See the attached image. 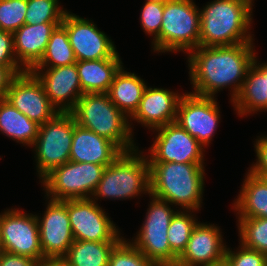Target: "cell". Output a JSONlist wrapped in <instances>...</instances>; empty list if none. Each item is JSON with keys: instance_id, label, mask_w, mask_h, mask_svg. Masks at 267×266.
Masks as SVG:
<instances>
[{"instance_id": "4fadbf2b", "label": "cell", "mask_w": 267, "mask_h": 266, "mask_svg": "<svg viewBox=\"0 0 267 266\" xmlns=\"http://www.w3.org/2000/svg\"><path fill=\"white\" fill-rule=\"evenodd\" d=\"M62 25L77 61L120 58L114 42L92 20L67 11Z\"/></svg>"}, {"instance_id": "6da1fadb", "label": "cell", "mask_w": 267, "mask_h": 266, "mask_svg": "<svg viewBox=\"0 0 267 266\" xmlns=\"http://www.w3.org/2000/svg\"><path fill=\"white\" fill-rule=\"evenodd\" d=\"M253 45L249 42L231 46H199L189 51V79L194 89L190 93L215 97L218 91L229 87L233 102L256 55Z\"/></svg>"}, {"instance_id": "277c9868", "label": "cell", "mask_w": 267, "mask_h": 266, "mask_svg": "<svg viewBox=\"0 0 267 266\" xmlns=\"http://www.w3.org/2000/svg\"><path fill=\"white\" fill-rule=\"evenodd\" d=\"M76 124L114 142L123 152L136 148L132 120L110 100L108 93L83 94L70 112Z\"/></svg>"}, {"instance_id": "74e56055", "label": "cell", "mask_w": 267, "mask_h": 266, "mask_svg": "<svg viewBox=\"0 0 267 266\" xmlns=\"http://www.w3.org/2000/svg\"><path fill=\"white\" fill-rule=\"evenodd\" d=\"M0 266H37V261L27 256L0 250Z\"/></svg>"}, {"instance_id": "d6986e66", "label": "cell", "mask_w": 267, "mask_h": 266, "mask_svg": "<svg viewBox=\"0 0 267 266\" xmlns=\"http://www.w3.org/2000/svg\"><path fill=\"white\" fill-rule=\"evenodd\" d=\"M183 95L170 89L147 86L138 109L129 119L150 130L175 122L178 104Z\"/></svg>"}, {"instance_id": "9a60e30c", "label": "cell", "mask_w": 267, "mask_h": 266, "mask_svg": "<svg viewBox=\"0 0 267 266\" xmlns=\"http://www.w3.org/2000/svg\"><path fill=\"white\" fill-rule=\"evenodd\" d=\"M219 113L215 97H202L187 92L179 101L175 122L202 146H208L220 123Z\"/></svg>"}, {"instance_id": "b9f144b4", "label": "cell", "mask_w": 267, "mask_h": 266, "mask_svg": "<svg viewBox=\"0 0 267 266\" xmlns=\"http://www.w3.org/2000/svg\"><path fill=\"white\" fill-rule=\"evenodd\" d=\"M145 1L156 2V3H166L169 0H145Z\"/></svg>"}, {"instance_id": "e575fe53", "label": "cell", "mask_w": 267, "mask_h": 266, "mask_svg": "<svg viewBox=\"0 0 267 266\" xmlns=\"http://www.w3.org/2000/svg\"><path fill=\"white\" fill-rule=\"evenodd\" d=\"M142 8L141 26L146 34L153 35L154 41L160 34L164 3L146 1Z\"/></svg>"}, {"instance_id": "d4e9b609", "label": "cell", "mask_w": 267, "mask_h": 266, "mask_svg": "<svg viewBox=\"0 0 267 266\" xmlns=\"http://www.w3.org/2000/svg\"><path fill=\"white\" fill-rule=\"evenodd\" d=\"M233 209L238 211L237 217L267 218L266 181L248 171Z\"/></svg>"}, {"instance_id": "e0dca14e", "label": "cell", "mask_w": 267, "mask_h": 266, "mask_svg": "<svg viewBox=\"0 0 267 266\" xmlns=\"http://www.w3.org/2000/svg\"><path fill=\"white\" fill-rule=\"evenodd\" d=\"M30 71L40 80L58 112H71L83 95L76 63L63 67L32 68Z\"/></svg>"}, {"instance_id": "f1b7e54d", "label": "cell", "mask_w": 267, "mask_h": 266, "mask_svg": "<svg viewBox=\"0 0 267 266\" xmlns=\"http://www.w3.org/2000/svg\"><path fill=\"white\" fill-rule=\"evenodd\" d=\"M191 210H180L172 217L167 234L170 249L179 257L185 250L190 235L197 225Z\"/></svg>"}, {"instance_id": "7c38bea8", "label": "cell", "mask_w": 267, "mask_h": 266, "mask_svg": "<svg viewBox=\"0 0 267 266\" xmlns=\"http://www.w3.org/2000/svg\"><path fill=\"white\" fill-rule=\"evenodd\" d=\"M154 131L157 135L149 148V162L204 164L205 147L177 122L168 123Z\"/></svg>"}, {"instance_id": "836d02e7", "label": "cell", "mask_w": 267, "mask_h": 266, "mask_svg": "<svg viewBox=\"0 0 267 266\" xmlns=\"http://www.w3.org/2000/svg\"><path fill=\"white\" fill-rule=\"evenodd\" d=\"M236 252L226 247L225 261L229 266H267V255L255 249L248 248L242 243Z\"/></svg>"}, {"instance_id": "3957f363", "label": "cell", "mask_w": 267, "mask_h": 266, "mask_svg": "<svg viewBox=\"0 0 267 266\" xmlns=\"http://www.w3.org/2000/svg\"><path fill=\"white\" fill-rule=\"evenodd\" d=\"M150 194L183 210L198 211L204 191V164L149 162Z\"/></svg>"}, {"instance_id": "cb8c5ba5", "label": "cell", "mask_w": 267, "mask_h": 266, "mask_svg": "<svg viewBox=\"0 0 267 266\" xmlns=\"http://www.w3.org/2000/svg\"><path fill=\"white\" fill-rule=\"evenodd\" d=\"M123 68L116 73L108 95L111 102L130 118L138 109L147 85L140 76Z\"/></svg>"}, {"instance_id": "ffe728a7", "label": "cell", "mask_w": 267, "mask_h": 266, "mask_svg": "<svg viewBox=\"0 0 267 266\" xmlns=\"http://www.w3.org/2000/svg\"><path fill=\"white\" fill-rule=\"evenodd\" d=\"M122 153L109 139L79 125L74 127L69 161L108 166Z\"/></svg>"}, {"instance_id": "30bf717a", "label": "cell", "mask_w": 267, "mask_h": 266, "mask_svg": "<svg viewBox=\"0 0 267 266\" xmlns=\"http://www.w3.org/2000/svg\"><path fill=\"white\" fill-rule=\"evenodd\" d=\"M0 246L2 251L27 256L37 262L45 258L36 215L18 208L0 214Z\"/></svg>"}, {"instance_id": "9c48e42d", "label": "cell", "mask_w": 267, "mask_h": 266, "mask_svg": "<svg viewBox=\"0 0 267 266\" xmlns=\"http://www.w3.org/2000/svg\"><path fill=\"white\" fill-rule=\"evenodd\" d=\"M106 166L68 161L53 169L42 180L47 200L91 198Z\"/></svg>"}, {"instance_id": "f35d334b", "label": "cell", "mask_w": 267, "mask_h": 266, "mask_svg": "<svg viewBox=\"0 0 267 266\" xmlns=\"http://www.w3.org/2000/svg\"><path fill=\"white\" fill-rule=\"evenodd\" d=\"M14 76L6 66H0V98H5L9 84Z\"/></svg>"}, {"instance_id": "ab89813d", "label": "cell", "mask_w": 267, "mask_h": 266, "mask_svg": "<svg viewBox=\"0 0 267 266\" xmlns=\"http://www.w3.org/2000/svg\"><path fill=\"white\" fill-rule=\"evenodd\" d=\"M37 266H70L64 257L43 258L37 262Z\"/></svg>"}, {"instance_id": "7a4b0ae2", "label": "cell", "mask_w": 267, "mask_h": 266, "mask_svg": "<svg viewBox=\"0 0 267 266\" xmlns=\"http://www.w3.org/2000/svg\"><path fill=\"white\" fill-rule=\"evenodd\" d=\"M249 0H214L200 11L199 46H231L253 42Z\"/></svg>"}, {"instance_id": "ac0fdd59", "label": "cell", "mask_w": 267, "mask_h": 266, "mask_svg": "<svg viewBox=\"0 0 267 266\" xmlns=\"http://www.w3.org/2000/svg\"><path fill=\"white\" fill-rule=\"evenodd\" d=\"M219 228L198 222L175 266H209L224 261L227 246Z\"/></svg>"}, {"instance_id": "5b68a950", "label": "cell", "mask_w": 267, "mask_h": 266, "mask_svg": "<svg viewBox=\"0 0 267 266\" xmlns=\"http://www.w3.org/2000/svg\"><path fill=\"white\" fill-rule=\"evenodd\" d=\"M143 153L138 148L123 152L106 166L91 199L126 200L150 194V166Z\"/></svg>"}, {"instance_id": "ba28073f", "label": "cell", "mask_w": 267, "mask_h": 266, "mask_svg": "<svg viewBox=\"0 0 267 266\" xmlns=\"http://www.w3.org/2000/svg\"><path fill=\"white\" fill-rule=\"evenodd\" d=\"M76 121L70 112H59L40 125L32 145L36 168L42 180L53 169L69 161Z\"/></svg>"}, {"instance_id": "83f0119b", "label": "cell", "mask_w": 267, "mask_h": 266, "mask_svg": "<svg viewBox=\"0 0 267 266\" xmlns=\"http://www.w3.org/2000/svg\"><path fill=\"white\" fill-rule=\"evenodd\" d=\"M76 62L67 30L61 24L52 32L43 57L33 68L63 67Z\"/></svg>"}, {"instance_id": "7402d4cb", "label": "cell", "mask_w": 267, "mask_h": 266, "mask_svg": "<svg viewBox=\"0 0 267 266\" xmlns=\"http://www.w3.org/2000/svg\"><path fill=\"white\" fill-rule=\"evenodd\" d=\"M256 58L255 55L241 91L232 103L240 117L267 111V63L260 64Z\"/></svg>"}, {"instance_id": "60d3db41", "label": "cell", "mask_w": 267, "mask_h": 266, "mask_svg": "<svg viewBox=\"0 0 267 266\" xmlns=\"http://www.w3.org/2000/svg\"><path fill=\"white\" fill-rule=\"evenodd\" d=\"M209 266H229V264L224 260L222 262L213 264V265H209Z\"/></svg>"}, {"instance_id": "44dd1931", "label": "cell", "mask_w": 267, "mask_h": 266, "mask_svg": "<svg viewBox=\"0 0 267 266\" xmlns=\"http://www.w3.org/2000/svg\"><path fill=\"white\" fill-rule=\"evenodd\" d=\"M61 24H24L13 33L16 60L26 71H30L41 60L52 32Z\"/></svg>"}, {"instance_id": "f546056e", "label": "cell", "mask_w": 267, "mask_h": 266, "mask_svg": "<svg viewBox=\"0 0 267 266\" xmlns=\"http://www.w3.org/2000/svg\"><path fill=\"white\" fill-rule=\"evenodd\" d=\"M240 242L267 255V218L238 217Z\"/></svg>"}, {"instance_id": "8d00e7d4", "label": "cell", "mask_w": 267, "mask_h": 266, "mask_svg": "<svg viewBox=\"0 0 267 266\" xmlns=\"http://www.w3.org/2000/svg\"><path fill=\"white\" fill-rule=\"evenodd\" d=\"M256 143L254 145L255 153L257 156L256 163L252 165L250 173L261 177L262 175H267V135H262L261 137L255 139Z\"/></svg>"}, {"instance_id": "7bdbcfd3", "label": "cell", "mask_w": 267, "mask_h": 266, "mask_svg": "<svg viewBox=\"0 0 267 266\" xmlns=\"http://www.w3.org/2000/svg\"><path fill=\"white\" fill-rule=\"evenodd\" d=\"M265 181H266V183H267V175H262L261 176Z\"/></svg>"}, {"instance_id": "4316f807", "label": "cell", "mask_w": 267, "mask_h": 266, "mask_svg": "<svg viewBox=\"0 0 267 266\" xmlns=\"http://www.w3.org/2000/svg\"><path fill=\"white\" fill-rule=\"evenodd\" d=\"M118 243L74 240L64 259L70 266H108L111 252Z\"/></svg>"}, {"instance_id": "d6a6232c", "label": "cell", "mask_w": 267, "mask_h": 266, "mask_svg": "<svg viewBox=\"0 0 267 266\" xmlns=\"http://www.w3.org/2000/svg\"><path fill=\"white\" fill-rule=\"evenodd\" d=\"M27 0H0V30L14 33L25 24Z\"/></svg>"}, {"instance_id": "4dcf8cb0", "label": "cell", "mask_w": 267, "mask_h": 266, "mask_svg": "<svg viewBox=\"0 0 267 266\" xmlns=\"http://www.w3.org/2000/svg\"><path fill=\"white\" fill-rule=\"evenodd\" d=\"M66 12L59 0H27L25 24L62 23Z\"/></svg>"}, {"instance_id": "2e32d148", "label": "cell", "mask_w": 267, "mask_h": 266, "mask_svg": "<svg viewBox=\"0 0 267 266\" xmlns=\"http://www.w3.org/2000/svg\"><path fill=\"white\" fill-rule=\"evenodd\" d=\"M43 215L42 218L36 215L43 256L64 257L75 240L67 213V200L50 199Z\"/></svg>"}, {"instance_id": "5bb4252c", "label": "cell", "mask_w": 267, "mask_h": 266, "mask_svg": "<svg viewBox=\"0 0 267 266\" xmlns=\"http://www.w3.org/2000/svg\"><path fill=\"white\" fill-rule=\"evenodd\" d=\"M5 99L39 125L59 113L48 99L40 80L29 70L13 77Z\"/></svg>"}, {"instance_id": "484cf974", "label": "cell", "mask_w": 267, "mask_h": 266, "mask_svg": "<svg viewBox=\"0 0 267 266\" xmlns=\"http://www.w3.org/2000/svg\"><path fill=\"white\" fill-rule=\"evenodd\" d=\"M40 125L18 111L5 98H0V132L12 140L31 147L37 138Z\"/></svg>"}, {"instance_id": "8fae6325", "label": "cell", "mask_w": 267, "mask_h": 266, "mask_svg": "<svg viewBox=\"0 0 267 266\" xmlns=\"http://www.w3.org/2000/svg\"><path fill=\"white\" fill-rule=\"evenodd\" d=\"M105 210L91 198L67 200V213L75 240L120 242L124 237L107 216Z\"/></svg>"}, {"instance_id": "d590c367", "label": "cell", "mask_w": 267, "mask_h": 266, "mask_svg": "<svg viewBox=\"0 0 267 266\" xmlns=\"http://www.w3.org/2000/svg\"><path fill=\"white\" fill-rule=\"evenodd\" d=\"M0 66H6L14 75L26 71L16 60L13 33L0 30Z\"/></svg>"}, {"instance_id": "52a82bcc", "label": "cell", "mask_w": 267, "mask_h": 266, "mask_svg": "<svg viewBox=\"0 0 267 266\" xmlns=\"http://www.w3.org/2000/svg\"><path fill=\"white\" fill-rule=\"evenodd\" d=\"M149 196L152 201L145 220L130 242L157 266H175L178 256L170 249L167 231L177 211L169 202L152 194Z\"/></svg>"}, {"instance_id": "1f68e13d", "label": "cell", "mask_w": 267, "mask_h": 266, "mask_svg": "<svg viewBox=\"0 0 267 266\" xmlns=\"http://www.w3.org/2000/svg\"><path fill=\"white\" fill-rule=\"evenodd\" d=\"M108 266H157L142 254L130 240L122 239L112 250Z\"/></svg>"}, {"instance_id": "8992f818", "label": "cell", "mask_w": 267, "mask_h": 266, "mask_svg": "<svg viewBox=\"0 0 267 266\" xmlns=\"http://www.w3.org/2000/svg\"><path fill=\"white\" fill-rule=\"evenodd\" d=\"M199 36L198 6L193 0H169L164 3L160 34L152 41V47L158 53H188L199 47Z\"/></svg>"}, {"instance_id": "603a6c76", "label": "cell", "mask_w": 267, "mask_h": 266, "mask_svg": "<svg viewBox=\"0 0 267 266\" xmlns=\"http://www.w3.org/2000/svg\"><path fill=\"white\" fill-rule=\"evenodd\" d=\"M122 64L120 58L77 61L76 67L83 94L108 93Z\"/></svg>"}]
</instances>
